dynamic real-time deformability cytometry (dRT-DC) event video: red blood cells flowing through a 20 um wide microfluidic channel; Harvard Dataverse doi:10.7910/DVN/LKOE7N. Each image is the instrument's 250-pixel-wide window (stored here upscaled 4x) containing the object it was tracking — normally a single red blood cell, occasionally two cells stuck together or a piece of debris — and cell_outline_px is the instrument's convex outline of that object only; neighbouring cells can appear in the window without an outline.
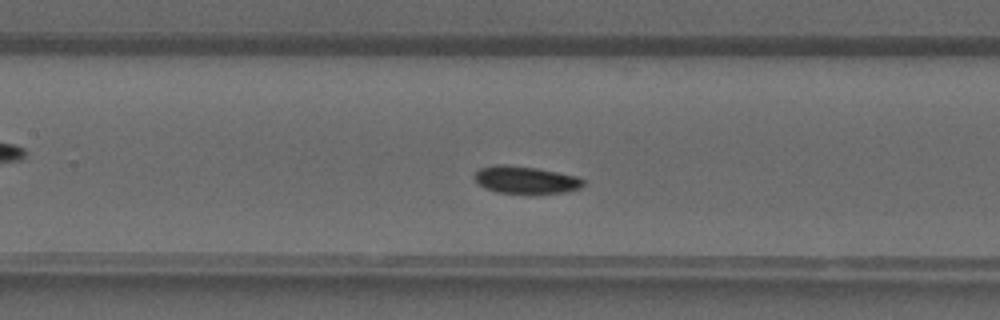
{"species": "common noctule bat (a hibernating species)", "species_latin": "Nyctalus noctula", "temperature_condition": "warm", "stored_images_in_passage": 35, "camera_frame_rate_fps": 3000, "um_per_image_px": 0.085, "animal": {"sex": "male", "forearm_length_mm": 52.5}, "frame": {"image": 1, "passage_image": 13, "time_ms": 4.0, "image_size_px": [1000, 320], "cell_outline_px": [[584, 184], [580, 188], [564, 192], [528, 196], [496, 192], [484, 188], [472, 176], [480, 168], [496, 164], [504, 164], [536, 168], [576, 176], [584, 180]], "centroid_in_image_um": [44.66, 15.33], "position_along_channel_um": 162.7, "area_um2": 17.92}}
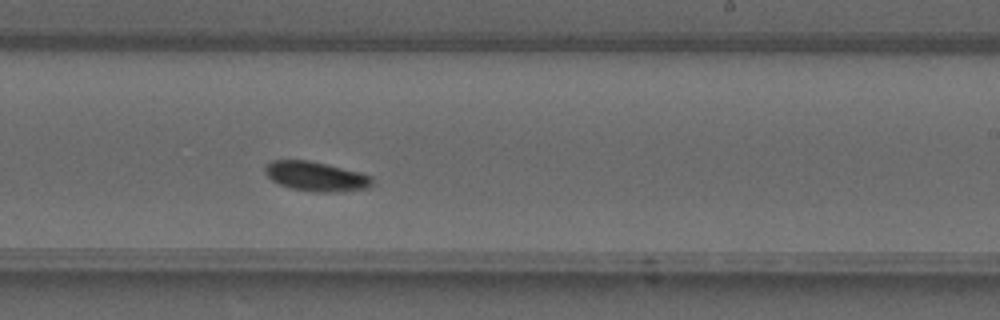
{"frame": {"image": 2, "passage_image": 19, "time_ms": 6.0, "image_size_px": [1000, 320], "cell_outline_px": [[372, 184], [368, 188], [340, 192], [312, 192], [292, 188], [280, 184], [272, 180], [264, 172], [264, 168], [272, 160], [308, 160], [360, 172], [372, 176]], "centroid_in_image_um": [26.87, 15.0], "position_along_channel_um": 262.1, "area_um2": 18.38}}
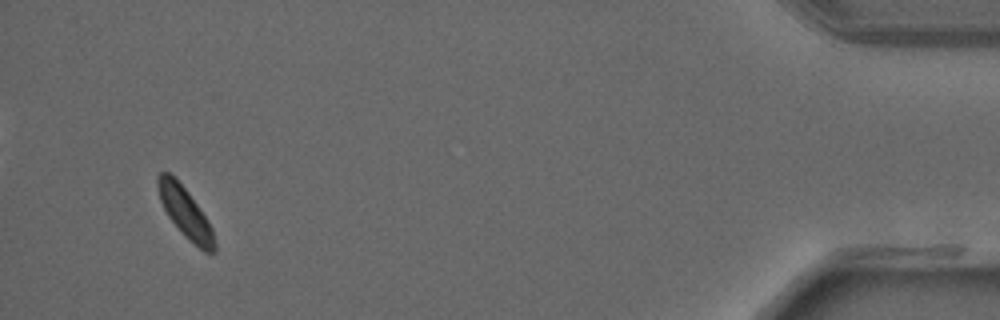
{"frame": {"image": 3, "passage_image": 33, "time_ms": 10.667, "image_size_px": [1000, 320], "cell_outline_px": [[216, 252], [204, 252], [188, 240], [184, 236], [168, 216], [160, 200], [156, 184], [156, 176], [160, 172], [168, 172], [188, 192], [208, 220], [212, 228], [216, 244]], "centroid_in_image_um": [15.75, 18.09], "position_along_channel_um": 419.5, "area_um2": 16.53}}